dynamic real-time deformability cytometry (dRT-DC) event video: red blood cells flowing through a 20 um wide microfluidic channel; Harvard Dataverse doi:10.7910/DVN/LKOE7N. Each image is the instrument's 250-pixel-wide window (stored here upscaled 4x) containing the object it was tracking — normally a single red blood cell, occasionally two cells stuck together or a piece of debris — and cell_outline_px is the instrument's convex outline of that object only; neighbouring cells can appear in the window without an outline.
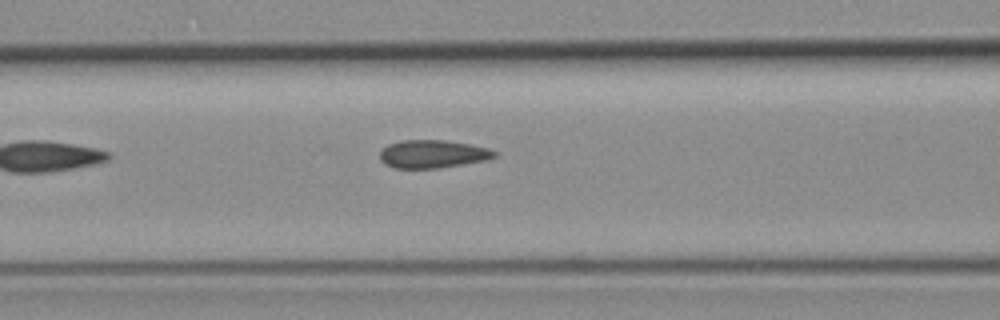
{"species": "common noctule bat (a hibernating species)", "species_latin": "Nyctalus noctula", "temperature_condition": "room temperature", "stored_images_in_passage": 4, "camera_frame_rate_fps": 3000, "um_per_image_px": 0.085, "animal": {"sex": "female", "body_mass_g": 19.3, "forearm_length_mm": 54.1}, "frame": {"image": 1, "passage_image": 4, "time_ms": 3.667, "image_size_px": [1000, 320], "cell_outline_px": [[496, 156], [484, 160], [440, 168], [392, 168], [384, 164], [380, 160], [380, 152], [388, 144], [400, 140], [444, 140], [468, 144], [488, 148], [496, 152]], "centroid_in_image_um": [36.72, 13.09], "position_along_channel_um": 129.9, "area_um2": 18.61}}